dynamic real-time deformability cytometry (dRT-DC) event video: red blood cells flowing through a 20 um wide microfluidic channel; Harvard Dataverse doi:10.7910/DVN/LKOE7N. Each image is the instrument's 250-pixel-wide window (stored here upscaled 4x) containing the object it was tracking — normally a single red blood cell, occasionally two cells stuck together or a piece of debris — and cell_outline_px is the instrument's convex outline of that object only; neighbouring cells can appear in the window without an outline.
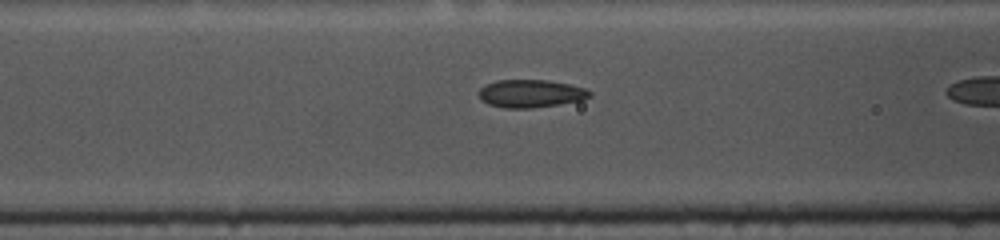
{"species": "common noctule bat (a hibernating species)", "species_latin": "Nyctalus noctula", "temperature_condition": "cold", "stored_images_in_passage": 18, "camera_frame_rate_fps": 3000, "um_per_image_px": 0.085, "animal": {"sex": "female", "body_mass_g": 10.0, "forearm_length_mm": 53.1}, "frame": {"image": 1, "passage_image": 16, "time_ms": 5.0, "image_size_px": [1000, 240], "cell_outline_px": [[592, 96], [584, 100], [532, 108], [504, 108], [488, 104], [480, 100], [480, 88], [496, 80], [548, 80], [568, 84], [584, 88], [592, 92]], "centroid_in_image_um": [45.13, 7.96], "position_along_channel_um": 121.5, "area_um2": 17.98}}